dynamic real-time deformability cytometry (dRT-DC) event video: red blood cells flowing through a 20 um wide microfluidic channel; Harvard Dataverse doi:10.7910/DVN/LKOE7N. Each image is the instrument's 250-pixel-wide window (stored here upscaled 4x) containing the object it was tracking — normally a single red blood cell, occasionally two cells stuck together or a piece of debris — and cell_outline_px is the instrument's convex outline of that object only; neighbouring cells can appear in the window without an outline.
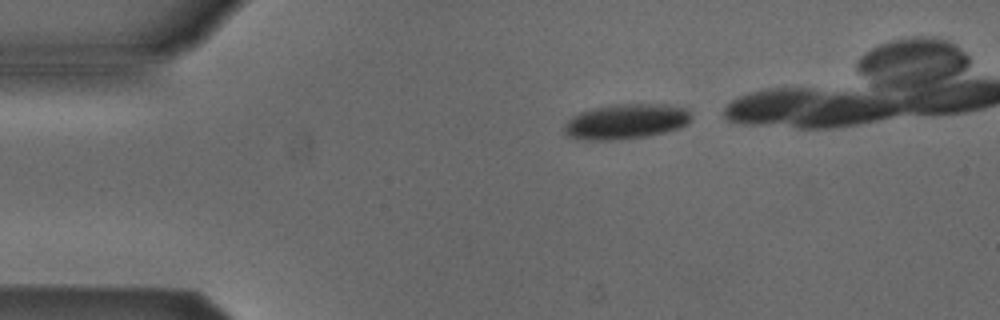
{"species": "Egyptian fruit bat (a non-hibernating species)", "species_latin": "Rousettus aegyptiacus", "temperature_condition": "cold", "stored_images_in_passage": 4, "camera_frame_rate_fps": 3000, "um_per_image_px": 0.085, "animal": {"sex": "male"}, "frame": {"image": 1, "passage_image": 1, "time_ms": 0.0, "image_size_px": [1000, 320], "cell_outline_px": [[692, 116], [688, 124], [680, 128], [664, 132], [644, 136], [612, 140], [584, 140], [568, 136], [564, 132], [564, 124], [572, 116], [580, 112], [592, 108], [612, 104], [668, 104], [688, 108]], "centroid_in_image_um": [53.22, 10.31], "position_along_channel_um": 31.8, "area_um2": 26.18}}